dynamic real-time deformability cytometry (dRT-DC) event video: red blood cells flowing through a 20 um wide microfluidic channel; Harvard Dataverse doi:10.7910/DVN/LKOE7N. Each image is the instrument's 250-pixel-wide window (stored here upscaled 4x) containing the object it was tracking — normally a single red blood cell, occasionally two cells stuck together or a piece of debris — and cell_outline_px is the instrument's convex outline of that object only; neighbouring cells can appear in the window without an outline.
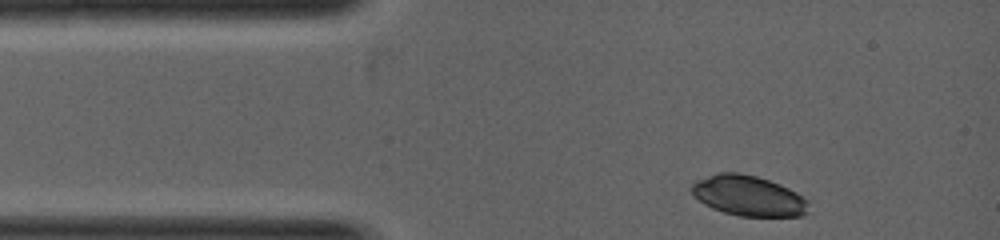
{"species": "common noctule bat (a hibernating species)", "species_latin": "Nyctalus noctula", "temperature_condition": "warm", "stored_images_in_passage": 12, "camera_frame_rate_fps": 5000, "um_per_image_px": 0.085, "animal": {"sex": "female", "body_mass_g": 19.0, "forearm_length_mm": 53.3}, "frame": {"image": 1, "passage_image": 1, "time_ms": 0.0, "image_size_px": [1000, 240], "cell_outline_px": [[808, 200], [804, 212], [800, 216], [740, 216], [724, 212], [712, 208], [704, 204], [692, 192], [692, 184], [696, 180], [720, 172], [736, 172], [756, 176], [768, 180], [788, 188], [796, 192]], "centroid_in_image_um": [63.58, 16.63], "position_along_channel_um": 21.4, "area_um2": 26.99}}
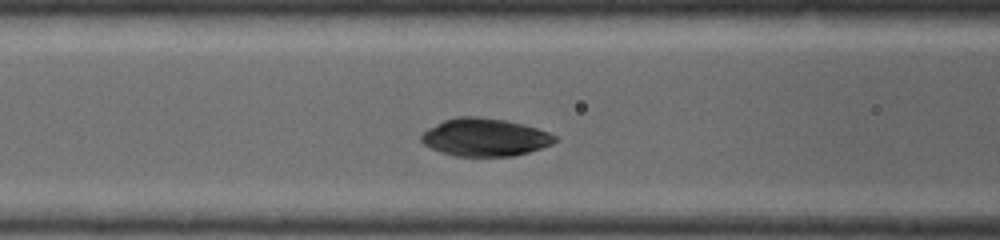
{"frame": {"image": 2, "passage_image": 9, "time_ms": 1.8, "image_size_px": [1000, 240], "cell_outline_px": [[556, 140], [552, 144], [528, 152], [512, 156], [456, 156], [440, 152], [424, 144], [420, 140], [420, 136], [428, 128], [444, 120], [456, 116], [476, 116], [504, 120], [524, 124], [548, 132], [556, 136]], "centroid_in_image_um": [41.19, 11.66], "position_along_channel_um": 125.4, "area_um2": 29.3}}
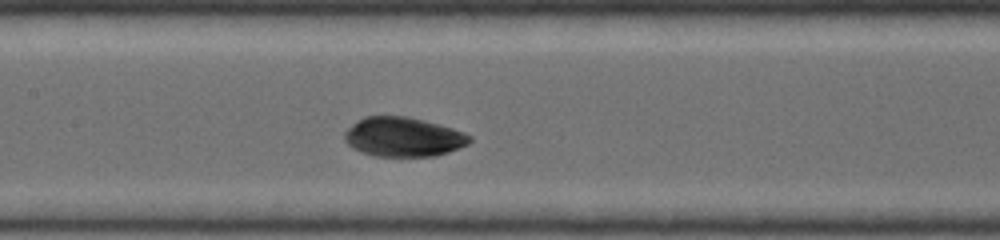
{"frame": {"image": 3, "passage_image": 12, "time_ms": 2.4, "image_size_px": [1000, 240], "cell_outline_px": [[472, 140], [468, 144], [448, 152], [436, 156], [376, 156], [364, 152], [348, 144], [344, 140], [344, 132], [356, 120], [364, 116], [408, 116], [424, 120], [452, 128], [464, 132], [472, 136]], "centroid_in_image_um": [34.29, 11.62], "position_along_channel_um": 173.1, "area_um2": 28.67}}